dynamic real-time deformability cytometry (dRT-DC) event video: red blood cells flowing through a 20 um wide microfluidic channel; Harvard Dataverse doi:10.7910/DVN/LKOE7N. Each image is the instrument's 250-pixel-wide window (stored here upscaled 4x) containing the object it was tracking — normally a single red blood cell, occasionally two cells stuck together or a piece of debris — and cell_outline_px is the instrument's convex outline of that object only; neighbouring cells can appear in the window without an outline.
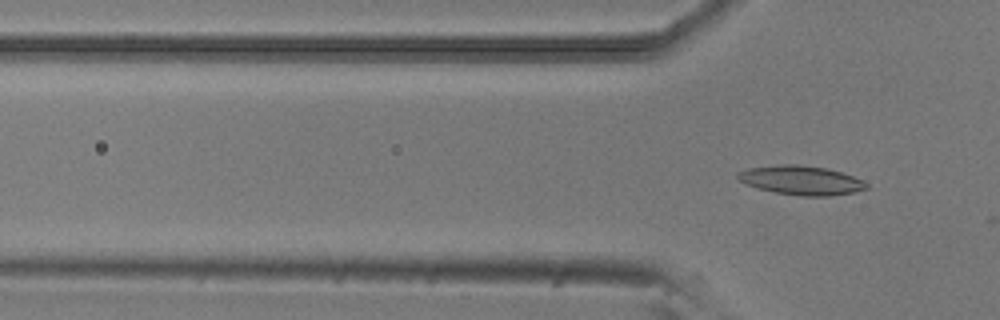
{"species": "common noctule bat (a hibernating species)", "species_latin": "Nyctalus noctula", "temperature_condition": "room temperature", "stored_images_in_passage": 3, "camera_frame_rate_fps": 3000, "um_per_image_px": 0.085, "animal": {"sex": "male", "body_mass_g": 20.5, "forearm_length_mm": 52.5}, "frame": {"image": 1, "passage_image": 3, "time_ms": 0.667, "image_size_px": [1000, 320], "cell_outline_px": [[868, 188], [856, 192], [832, 196], [800, 196], [776, 192], [756, 188], [744, 184], [736, 176], [736, 172], [748, 168], [780, 164], [796, 164], [828, 168], [852, 176], [868, 184]], "centroid_in_image_um": [68.07, 15.32], "position_along_channel_um": 57.7, "area_um2": 21.96}}